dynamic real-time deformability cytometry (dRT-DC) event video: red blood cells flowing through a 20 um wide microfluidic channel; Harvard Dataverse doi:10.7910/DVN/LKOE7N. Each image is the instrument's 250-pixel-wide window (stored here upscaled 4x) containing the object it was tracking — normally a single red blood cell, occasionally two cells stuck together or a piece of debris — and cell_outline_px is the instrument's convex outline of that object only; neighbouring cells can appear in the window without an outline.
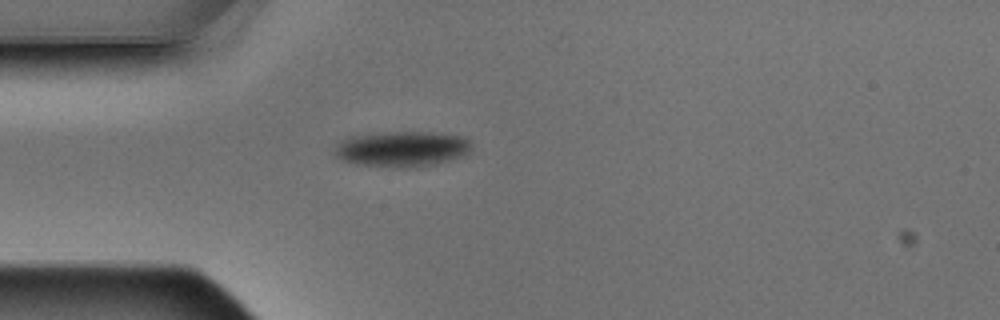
{"species": "Egyptian fruit bat (a non-hibernating species)", "species_latin": "Rousettus aegyptiacus", "temperature_condition": "warm", "stored_images_in_passage": 2, "camera_frame_rate_fps": 3000, "um_per_image_px": 0.085, "animal": {"sex": "male"}, "frame": {"image": 1, "passage_image": 1, "time_ms": 0.0, "image_size_px": [1000, 320], "cell_outline_px": [[472, 148], [468, 152], [460, 156], [436, 164], [408, 168], [392, 168], [356, 164], [344, 160], [336, 156], [336, 144], [340, 140], [348, 136], [380, 132], [432, 132], [464, 136], [472, 140]], "centroid_in_image_um": [34.17, 12.65], "position_along_channel_um": 50.8, "area_um2": 28.73}}